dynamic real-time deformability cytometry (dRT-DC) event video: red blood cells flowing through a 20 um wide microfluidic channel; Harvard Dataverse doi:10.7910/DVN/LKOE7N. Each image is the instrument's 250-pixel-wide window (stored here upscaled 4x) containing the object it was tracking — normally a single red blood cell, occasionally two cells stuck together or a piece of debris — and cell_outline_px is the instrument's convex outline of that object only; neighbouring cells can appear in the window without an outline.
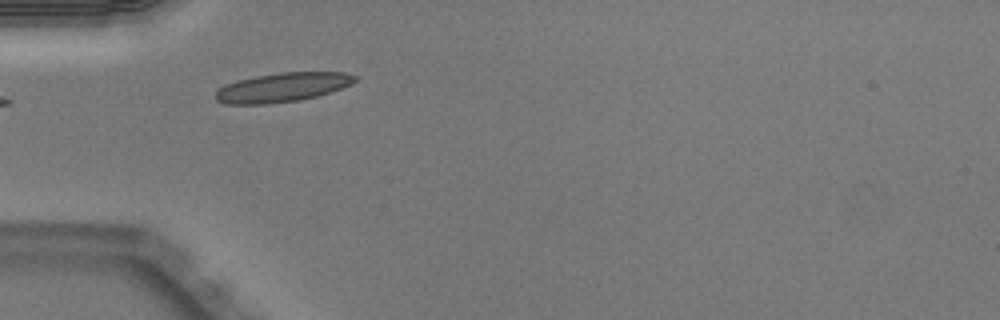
{"species": "Egyptian fruit bat (a non-hibernating species)", "species_latin": "Rousettus aegyptiacus", "temperature_condition": "warm", "stored_images_in_passage": 5, "camera_frame_rate_fps": 3000, "um_per_image_px": 0.085, "animal": {"sex": "male"}, "frame": {"image": 1, "passage_image": 2, "time_ms": 0.333, "image_size_px": [1000, 320], "cell_outline_px": [[360, 76], [352, 84], [316, 96], [300, 100], [264, 104], [224, 104], [216, 100], [216, 88], [224, 84], [236, 80], [256, 76], [280, 72], [344, 72]], "centroid_in_image_um": [23.97, 7.41], "position_along_channel_um": 61.0, "area_um2": 23.81}}